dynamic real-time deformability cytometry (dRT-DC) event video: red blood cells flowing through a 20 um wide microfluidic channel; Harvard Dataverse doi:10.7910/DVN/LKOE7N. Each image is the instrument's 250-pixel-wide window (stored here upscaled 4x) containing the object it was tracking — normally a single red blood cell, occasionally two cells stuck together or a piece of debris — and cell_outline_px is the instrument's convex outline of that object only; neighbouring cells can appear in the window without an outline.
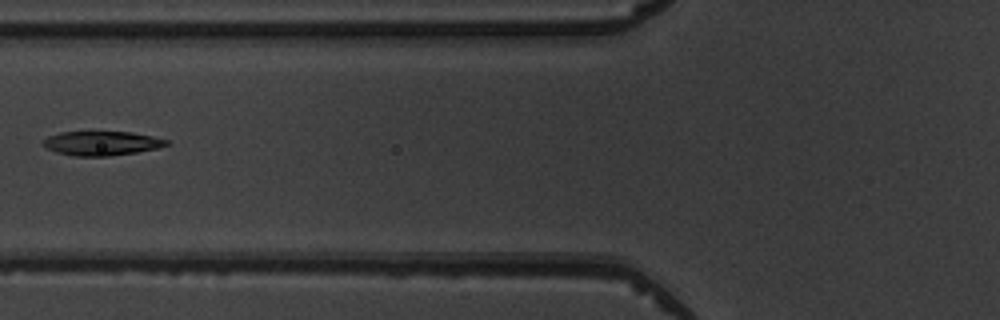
{"species": "common noctule bat (a hibernating species)", "species_latin": "Nyctalus noctula", "temperature_condition": "warm", "stored_images_in_passage": 3, "camera_frame_rate_fps": 3000, "um_per_image_px": 0.085, "animal": {"sex": "male", "body_mass_g": 19.5, "forearm_length_mm": 54.6}, "frame": {"image": 1, "passage_image": 2, "time_ms": 1.333, "image_size_px": [1000, 320], "cell_outline_px": [[172, 144], [156, 148], [136, 152], [108, 156], [72, 156], [56, 152], [40, 144], [48, 136], [60, 132], [132, 132], [152, 136], [168, 140]], "centroid_in_image_um": [8.64, 12.18], "position_along_channel_um": 117.2, "area_um2": 17.4}}
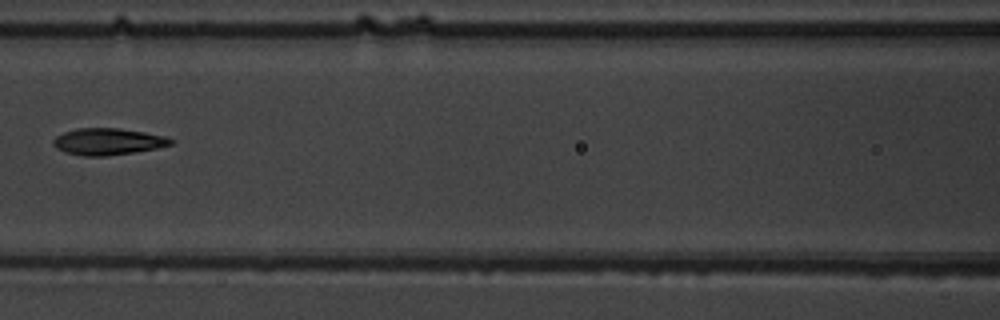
{"frame": {"image": 2, "passage_image": 3, "time_ms": 2.333, "image_size_px": [1000, 320], "cell_outline_px": [[172, 144], [156, 148], [136, 152], [104, 156], [84, 156], [64, 152], [56, 148], [52, 144], [52, 140], [56, 136], [64, 132], [76, 128], [120, 128], [144, 132], [164, 136], [172, 140]], "centroid_in_image_um": [9.12, 12.03], "position_along_channel_um": 157.5, "area_um2": 18.26}}